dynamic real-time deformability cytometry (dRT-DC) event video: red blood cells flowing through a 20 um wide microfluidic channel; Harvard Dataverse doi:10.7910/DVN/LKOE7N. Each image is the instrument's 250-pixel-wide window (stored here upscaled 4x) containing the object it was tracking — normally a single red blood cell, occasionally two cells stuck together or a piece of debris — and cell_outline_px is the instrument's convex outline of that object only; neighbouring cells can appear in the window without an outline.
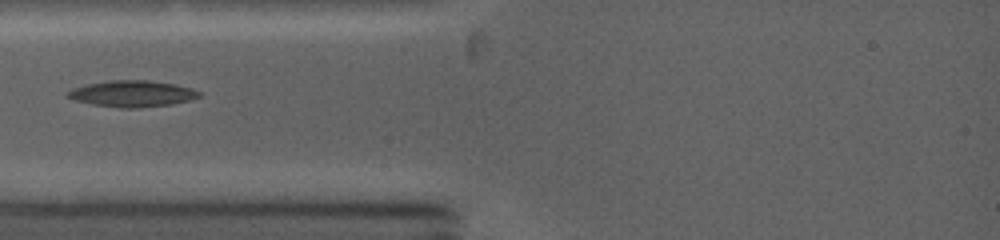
{"species": "common noctule bat (a hibernating species)", "species_latin": "Nyctalus noctula", "temperature_condition": "warm", "stored_images_in_passage": 36, "camera_frame_rate_fps": 5000, "um_per_image_px": 0.085, "animal": {"sex": "female", "body_mass_g": 19.0, "forearm_length_mm": 53.3}, "frame": {"image": 1, "passage_image": 6, "time_ms": 1.8, "image_size_px": [1000, 240], "cell_outline_px": [[200, 96], [188, 100], [172, 104], [140, 108], [120, 108], [92, 104], [76, 100], [64, 96], [64, 92], [72, 88], [88, 84], [108, 80], [148, 80], [176, 84], [192, 88], [200, 92]], "centroid_in_image_um": [11.2, 7.96], "position_along_channel_um": 73.8, "area_um2": 20.29}, "authors_computed_cell_mechanics": {"area_um2": 20.9814, "velocity_mm_per_s": 4.1271, "shape_relaxation_time_tau1_ms": null, "shape_relaxation_time_tau2_ms": 1.3642, "deformation_change_tau1": null, "deformation_change_tau2": 0.0469}}